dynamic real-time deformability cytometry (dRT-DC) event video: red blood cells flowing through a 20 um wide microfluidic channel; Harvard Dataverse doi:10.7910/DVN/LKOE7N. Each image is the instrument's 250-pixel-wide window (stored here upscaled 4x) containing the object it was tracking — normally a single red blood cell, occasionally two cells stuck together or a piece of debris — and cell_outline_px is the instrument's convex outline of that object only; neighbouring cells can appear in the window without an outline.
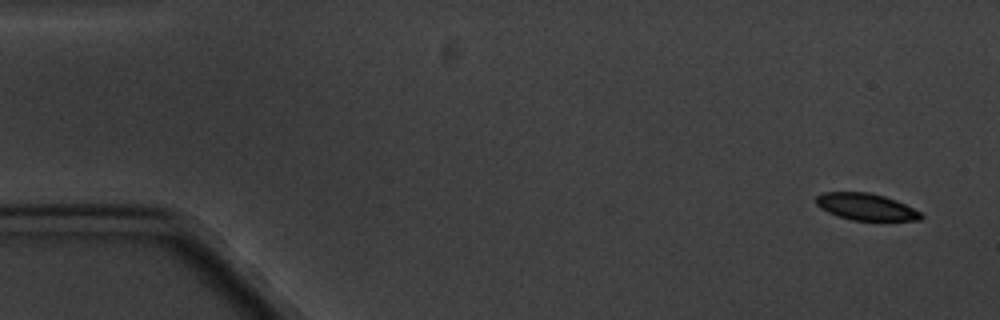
{"species": "common noctule bat (a hibernating species)", "species_latin": "Nyctalus noctula", "temperature_condition": "cold", "stored_images_in_passage": 6, "camera_frame_rate_fps": 3000, "um_per_image_px": 0.085, "animal": {"sex": "male", "body_mass_g": 20.1, "forearm_length_mm": 53.5}, "frame": {"image": 1, "passage_image": 1, "time_ms": 0.0, "image_size_px": [1000, 320], "cell_outline_px": [[924, 216], [920, 220], [852, 220], [836, 216], [820, 208], [816, 204], [816, 196], [824, 192], [872, 192], [896, 200], [920, 212]], "centroid_in_image_um": [73.58, 17.57], "position_along_channel_um": 11.4, "area_um2": 16.36}}